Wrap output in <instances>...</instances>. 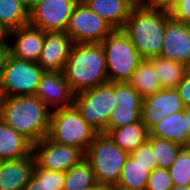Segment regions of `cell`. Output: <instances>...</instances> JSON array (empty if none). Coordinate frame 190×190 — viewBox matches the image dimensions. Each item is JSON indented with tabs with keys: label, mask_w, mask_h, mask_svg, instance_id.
Masks as SVG:
<instances>
[{
	"label": "cell",
	"mask_w": 190,
	"mask_h": 190,
	"mask_svg": "<svg viewBox=\"0 0 190 190\" xmlns=\"http://www.w3.org/2000/svg\"><path fill=\"white\" fill-rule=\"evenodd\" d=\"M112 190H132V189H128V188L116 185L112 187Z\"/></svg>",
	"instance_id": "7bdbcfd3"
},
{
	"label": "cell",
	"mask_w": 190,
	"mask_h": 190,
	"mask_svg": "<svg viewBox=\"0 0 190 190\" xmlns=\"http://www.w3.org/2000/svg\"><path fill=\"white\" fill-rule=\"evenodd\" d=\"M186 73L190 75V60L185 64Z\"/></svg>",
	"instance_id": "ee69618b"
},
{
	"label": "cell",
	"mask_w": 190,
	"mask_h": 190,
	"mask_svg": "<svg viewBox=\"0 0 190 190\" xmlns=\"http://www.w3.org/2000/svg\"><path fill=\"white\" fill-rule=\"evenodd\" d=\"M159 77L161 89L176 88L186 74L185 64L160 56L148 59Z\"/></svg>",
	"instance_id": "cb8c5ba5"
},
{
	"label": "cell",
	"mask_w": 190,
	"mask_h": 190,
	"mask_svg": "<svg viewBox=\"0 0 190 190\" xmlns=\"http://www.w3.org/2000/svg\"><path fill=\"white\" fill-rule=\"evenodd\" d=\"M7 39L10 55L20 60L39 61L44 43V31L28 24L9 31Z\"/></svg>",
	"instance_id": "9a60e30c"
},
{
	"label": "cell",
	"mask_w": 190,
	"mask_h": 190,
	"mask_svg": "<svg viewBox=\"0 0 190 190\" xmlns=\"http://www.w3.org/2000/svg\"><path fill=\"white\" fill-rule=\"evenodd\" d=\"M160 57L186 64L190 60V26L182 21L168 19Z\"/></svg>",
	"instance_id": "5bb4252c"
},
{
	"label": "cell",
	"mask_w": 190,
	"mask_h": 190,
	"mask_svg": "<svg viewBox=\"0 0 190 190\" xmlns=\"http://www.w3.org/2000/svg\"><path fill=\"white\" fill-rule=\"evenodd\" d=\"M170 12L146 5L140 0L121 29L143 59L160 56Z\"/></svg>",
	"instance_id": "7a4b0ae2"
},
{
	"label": "cell",
	"mask_w": 190,
	"mask_h": 190,
	"mask_svg": "<svg viewBox=\"0 0 190 190\" xmlns=\"http://www.w3.org/2000/svg\"><path fill=\"white\" fill-rule=\"evenodd\" d=\"M35 164L34 154L3 160L0 165V190H22L29 182Z\"/></svg>",
	"instance_id": "e0dca14e"
},
{
	"label": "cell",
	"mask_w": 190,
	"mask_h": 190,
	"mask_svg": "<svg viewBox=\"0 0 190 190\" xmlns=\"http://www.w3.org/2000/svg\"><path fill=\"white\" fill-rule=\"evenodd\" d=\"M148 142L154 152V158L158 167L168 169L183 148L181 145L169 140L152 137L149 135Z\"/></svg>",
	"instance_id": "83f0119b"
},
{
	"label": "cell",
	"mask_w": 190,
	"mask_h": 190,
	"mask_svg": "<svg viewBox=\"0 0 190 190\" xmlns=\"http://www.w3.org/2000/svg\"><path fill=\"white\" fill-rule=\"evenodd\" d=\"M87 190H112V187L108 185H103V184H96L95 186Z\"/></svg>",
	"instance_id": "60d3db41"
},
{
	"label": "cell",
	"mask_w": 190,
	"mask_h": 190,
	"mask_svg": "<svg viewBox=\"0 0 190 190\" xmlns=\"http://www.w3.org/2000/svg\"><path fill=\"white\" fill-rule=\"evenodd\" d=\"M7 38L8 32L0 25V43H9Z\"/></svg>",
	"instance_id": "ab89813d"
},
{
	"label": "cell",
	"mask_w": 190,
	"mask_h": 190,
	"mask_svg": "<svg viewBox=\"0 0 190 190\" xmlns=\"http://www.w3.org/2000/svg\"><path fill=\"white\" fill-rule=\"evenodd\" d=\"M29 12L18 0H0V25L7 31L28 25Z\"/></svg>",
	"instance_id": "484cf974"
},
{
	"label": "cell",
	"mask_w": 190,
	"mask_h": 190,
	"mask_svg": "<svg viewBox=\"0 0 190 190\" xmlns=\"http://www.w3.org/2000/svg\"><path fill=\"white\" fill-rule=\"evenodd\" d=\"M171 16L190 26V0H179L177 5L170 11Z\"/></svg>",
	"instance_id": "836d02e7"
},
{
	"label": "cell",
	"mask_w": 190,
	"mask_h": 190,
	"mask_svg": "<svg viewBox=\"0 0 190 190\" xmlns=\"http://www.w3.org/2000/svg\"><path fill=\"white\" fill-rule=\"evenodd\" d=\"M63 74L75 94L108 82L106 57L102 44L74 43Z\"/></svg>",
	"instance_id": "3957f363"
},
{
	"label": "cell",
	"mask_w": 190,
	"mask_h": 190,
	"mask_svg": "<svg viewBox=\"0 0 190 190\" xmlns=\"http://www.w3.org/2000/svg\"><path fill=\"white\" fill-rule=\"evenodd\" d=\"M105 134L123 151L131 154L140 145L148 141L150 132L140 120L139 122L127 124L119 128L106 130Z\"/></svg>",
	"instance_id": "44dd1931"
},
{
	"label": "cell",
	"mask_w": 190,
	"mask_h": 190,
	"mask_svg": "<svg viewBox=\"0 0 190 190\" xmlns=\"http://www.w3.org/2000/svg\"><path fill=\"white\" fill-rule=\"evenodd\" d=\"M52 110L35 95L2 97L0 119L33 144L49 132Z\"/></svg>",
	"instance_id": "6da1fadb"
},
{
	"label": "cell",
	"mask_w": 190,
	"mask_h": 190,
	"mask_svg": "<svg viewBox=\"0 0 190 190\" xmlns=\"http://www.w3.org/2000/svg\"><path fill=\"white\" fill-rule=\"evenodd\" d=\"M129 156L116 145L105 133L95 136L85 152V159L90 163L97 184L116 186L120 179L121 170Z\"/></svg>",
	"instance_id": "277c9868"
},
{
	"label": "cell",
	"mask_w": 190,
	"mask_h": 190,
	"mask_svg": "<svg viewBox=\"0 0 190 190\" xmlns=\"http://www.w3.org/2000/svg\"><path fill=\"white\" fill-rule=\"evenodd\" d=\"M19 3L25 7V9L30 12L33 9V0H18Z\"/></svg>",
	"instance_id": "f35d334b"
},
{
	"label": "cell",
	"mask_w": 190,
	"mask_h": 190,
	"mask_svg": "<svg viewBox=\"0 0 190 190\" xmlns=\"http://www.w3.org/2000/svg\"><path fill=\"white\" fill-rule=\"evenodd\" d=\"M73 44L66 32H44L42 52L37 63L44 71L63 72Z\"/></svg>",
	"instance_id": "2e32d148"
},
{
	"label": "cell",
	"mask_w": 190,
	"mask_h": 190,
	"mask_svg": "<svg viewBox=\"0 0 190 190\" xmlns=\"http://www.w3.org/2000/svg\"><path fill=\"white\" fill-rule=\"evenodd\" d=\"M146 5L170 12L179 2V0H142Z\"/></svg>",
	"instance_id": "d590c367"
},
{
	"label": "cell",
	"mask_w": 190,
	"mask_h": 190,
	"mask_svg": "<svg viewBox=\"0 0 190 190\" xmlns=\"http://www.w3.org/2000/svg\"><path fill=\"white\" fill-rule=\"evenodd\" d=\"M35 96L52 111L71 107L75 100V93L61 71H44Z\"/></svg>",
	"instance_id": "4fadbf2b"
},
{
	"label": "cell",
	"mask_w": 190,
	"mask_h": 190,
	"mask_svg": "<svg viewBox=\"0 0 190 190\" xmlns=\"http://www.w3.org/2000/svg\"><path fill=\"white\" fill-rule=\"evenodd\" d=\"M184 107L176 88L161 89L143 98L141 121L150 130L168 115L183 111Z\"/></svg>",
	"instance_id": "7c38bea8"
},
{
	"label": "cell",
	"mask_w": 190,
	"mask_h": 190,
	"mask_svg": "<svg viewBox=\"0 0 190 190\" xmlns=\"http://www.w3.org/2000/svg\"><path fill=\"white\" fill-rule=\"evenodd\" d=\"M105 51L108 81L128 82L144 60L121 29H114L102 41Z\"/></svg>",
	"instance_id": "8992f818"
},
{
	"label": "cell",
	"mask_w": 190,
	"mask_h": 190,
	"mask_svg": "<svg viewBox=\"0 0 190 190\" xmlns=\"http://www.w3.org/2000/svg\"><path fill=\"white\" fill-rule=\"evenodd\" d=\"M114 28L82 1L73 9L66 30L73 43H102Z\"/></svg>",
	"instance_id": "9c48e42d"
},
{
	"label": "cell",
	"mask_w": 190,
	"mask_h": 190,
	"mask_svg": "<svg viewBox=\"0 0 190 190\" xmlns=\"http://www.w3.org/2000/svg\"><path fill=\"white\" fill-rule=\"evenodd\" d=\"M10 55L9 43H0V78L3 73L8 56Z\"/></svg>",
	"instance_id": "8d00e7d4"
},
{
	"label": "cell",
	"mask_w": 190,
	"mask_h": 190,
	"mask_svg": "<svg viewBox=\"0 0 190 190\" xmlns=\"http://www.w3.org/2000/svg\"><path fill=\"white\" fill-rule=\"evenodd\" d=\"M185 107L190 106V75L185 74L184 79L176 87Z\"/></svg>",
	"instance_id": "e575fe53"
},
{
	"label": "cell",
	"mask_w": 190,
	"mask_h": 190,
	"mask_svg": "<svg viewBox=\"0 0 190 190\" xmlns=\"http://www.w3.org/2000/svg\"><path fill=\"white\" fill-rule=\"evenodd\" d=\"M170 190H190V185L186 186H173Z\"/></svg>",
	"instance_id": "b9f144b4"
},
{
	"label": "cell",
	"mask_w": 190,
	"mask_h": 190,
	"mask_svg": "<svg viewBox=\"0 0 190 190\" xmlns=\"http://www.w3.org/2000/svg\"><path fill=\"white\" fill-rule=\"evenodd\" d=\"M157 167L158 165H142L129 154L117 185L132 190H146L149 173Z\"/></svg>",
	"instance_id": "7402d4cb"
},
{
	"label": "cell",
	"mask_w": 190,
	"mask_h": 190,
	"mask_svg": "<svg viewBox=\"0 0 190 190\" xmlns=\"http://www.w3.org/2000/svg\"><path fill=\"white\" fill-rule=\"evenodd\" d=\"M97 134L74 105L51 113L47 137L58 144L76 147L85 153Z\"/></svg>",
	"instance_id": "5b68a950"
},
{
	"label": "cell",
	"mask_w": 190,
	"mask_h": 190,
	"mask_svg": "<svg viewBox=\"0 0 190 190\" xmlns=\"http://www.w3.org/2000/svg\"><path fill=\"white\" fill-rule=\"evenodd\" d=\"M149 132L152 137L169 140L182 147H190V132L186 128V117L183 115V111L163 118Z\"/></svg>",
	"instance_id": "d6986e66"
},
{
	"label": "cell",
	"mask_w": 190,
	"mask_h": 190,
	"mask_svg": "<svg viewBox=\"0 0 190 190\" xmlns=\"http://www.w3.org/2000/svg\"><path fill=\"white\" fill-rule=\"evenodd\" d=\"M96 184L92 166L83 158L78 164L65 172L63 190H87Z\"/></svg>",
	"instance_id": "d4e9b609"
},
{
	"label": "cell",
	"mask_w": 190,
	"mask_h": 190,
	"mask_svg": "<svg viewBox=\"0 0 190 190\" xmlns=\"http://www.w3.org/2000/svg\"><path fill=\"white\" fill-rule=\"evenodd\" d=\"M128 83L142 98L161 90L157 72L148 59L139 64Z\"/></svg>",
	"instance_id": "603a6c76"
},
{
	"label": "cell",
	"mask_w": 190,
	"mask_h": 190,
	"mask_svg": "<svg viewBox=\"0 0 190 190\" xmlns=\"http://www.w3.org/2000/svg\"><path fill=\"white\" fill-rule=\"evenodd\" d=\"M43 1H45V0H33V8H34L36 5L42 3Z\"/></svg>",
	"instance_id": "f6af8a7d"
},
{
	"label": "cell",
	"mask_w": 190,
	"mask_h": 190,
	"mask_svg": "<svg viewBox=\"0 0 190 190\" xmlns=\"http://www.w3.org/2000/svg\"><path fill=\"white\" fill-rule=\"evenodd\" d=\"M117 107H142L143 98L128 82H114Z\"/></svg>",
	"instance_id": "f546056e"
},
{
	"label": "cell",
	"mask_w": 190,
	"mask_h": 190,
	"mask_svg": "<svg viewBox=\"0 0 190 190\" xmlns=\"http://www.w3.org/2000/svg\"><path fill=\"white\" fill-rule=\"evenodd\" d=\"M141 110L142 107H116L111 112L107 130H112L131 124L134 122H139L141 120Z\"/></svg>",
	"instance_id": "4dcf8cb0"
},
{
	"label": "cell",
	"mask_w": 190,
	"mask_h": 190,
	"mask_svg": "<svg viewBox=\"0 0 190 190\" xmlns=\"http://www.w3.org/2000/svg\"><path fill=\"white\" fill-rule=\"evenodd\" d=\"M173 186L168 169L157 167L149 173L146 190H170Z\"/></svg>",
	"instance_id": "1f68e13d"
},
{
	"label": "cell",
	"mask_w": 190,
	"mask_h": 190,
	"mask_svg": "<svg viewBox=\"0 0 190 190\" xmlns=\"http://www.w3.org/2000/svg\"><path fill=\"white\" fill-rule=\"evenodd\" d=\"M130 155L142 165H158L156 159L154 158V152L151 144L148 141L143 145H140Z\"/></svg>",
	"instance_id": "d6a6232c"
},
{
	"label": "cell",
	"mask_w": 190,
	"mask_h": 190,
	"mask_svg": "<svg viewBox=\"0 0 190 190\" xmlns=\"http://www.w3.org/2000/svg\"><path fill=\"white\" fill-rule=\"evenodd\" d=\"M33 154V143L0 119V160Z\"/></svg>",
	"instance_id": "ffe728a7"
},
{
	"label": "cell",
	"mask_w": 190,
	"mask_h": 190,
	"mask_svg": "<svg viewBox=\"0 0 190 190\" xmlns=\"http://www.w3.org/2000/svg\"><path fill=\"white\" fill-rule=\"evenodd\" d=\"M183 115L186 117V128L190 132V106L184 107Z\"/></svg>",
	"instance_id": "74e56055"
},
{
	"label": "cell",
	"mask_w": 190,
	"mask_h": 190,
	"mask_svg": "<svg viewBox=\"0 0 190 190\" xmlns=\"http://www.w3.org/2000/svg\"><path fill=\"white\" fill-rule=\"evenodd\" d=\"M90 10L114 29H122L133 7L140 0H82Z\"/></svg>",
	"instance_id": "ac0fdd59"
},
{
	"label": "cell",
	"mask_w": 190,
	"mask_h": 190,
	"mask_svg": "<svg viewBox=\"0 0 190 190\" xmlns=\"http://www.w3.org/2000/svg\"><path fill=\"white\" fill-rule=\"evenodd\" d=\"M73 105L82 119L98 134L105 133L111 112L116 108L114 82H106L75 94Z\"/></svg>",
	"instance_id": "52a82bcc"
},
{
	"label": "cell",
	"mask_w": 190,
	"mask_h": 190,
	"mask_svg": "<svg viewBox=\"0 0 190 190\" xmlns=\"http://www.w3.org/2000/svg\"><path fill=\"white\" fill-rule=\"evenodd\" d=\"M79 0H45L29 12V25L44 32H66Z\"/></svg>",
	"instance_id": "8fae6325"
},
{
	"label": "cell",
	"mask_w": 190,
	"mask_h": 190,
	"mask_svg": "<svg viewBox=\"0 0 190 190\" xmlns=\"http://www.w3.org/2000/svg\"><path fill=\"white\" fill-rule=\"evenodd\" d=\"M44 70L37 62L9 55L0 78L2 97L35 95Z\"/></svg>",
	"instance_id": "ba28073f"
},
{
	"label": "cell",
	"mask_w": 190,
	"mask_h": 190,
	"mask_svg": "<svg viewBox=\"0 0 190 190\" xmlns=\"http://www.w3.org/2000/svg\"><path fill=\"white\" fill-rule=\"evenodd\" d=\"M65 172L41 168L37 163L29 182L22 190H63Z\"/></svg>",
	"instance_id": "4316f807"
},
{
	"label": "cell",
	"mask_w": 190,
	"mask_h": 190,
	"mask_svg": "<svg viewBox=\"0 0 190 190\" xmlns=\"http://www.w3.org/2000/svg\"><path fill=\"white\" fill-rule=\"evenodd\" d=\"M174 186L190 185V147H183L168 168Z\"/></svg>",
	"instance_id": "f1b7e54d"
},
{
	"label": "cell",
	"mask_w": 190,
	"mask_h": 190,
	"mask_svg": "<svg viewBox=\"0 0 190 190\" xmlns=\"http://www.w3.org/2000/svg\"><path fill=\"white\" fill-rule=\"evenodd\" d=\"M33 154L41 168L57 172L69 171L85 157L82 150L58 144L47 136L33 144Z\"/></svg>",
	"instance_id": "30bf717a"
}]
</instances>
